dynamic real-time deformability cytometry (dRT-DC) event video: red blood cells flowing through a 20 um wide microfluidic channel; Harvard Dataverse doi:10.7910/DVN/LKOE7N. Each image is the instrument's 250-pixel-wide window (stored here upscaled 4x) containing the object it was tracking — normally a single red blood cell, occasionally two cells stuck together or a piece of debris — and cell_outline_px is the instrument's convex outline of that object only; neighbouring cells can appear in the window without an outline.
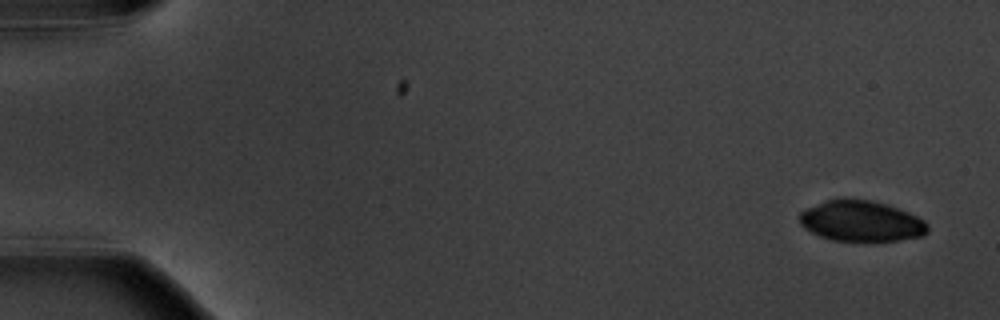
{"species": "common noctule bat (a hibernating species)", "species_latin": "Nyctalus noctula", "temperature_condition": "warm", "stored_images_in_passage": 6, "camera_frame_rate_fps": 3000, "um_per_image_px": 0.085, "animal": {"sex": "male", "body_mass_g": 20.1, "forearm_length_mm": 53.5}, "frame": {"image": 1, "passage_image": 1, "time_ms": 0.0, "image_size_px": [1000, 320], "cell_outline_px": [[928, 232], [924, 236], [896, 240], [832, 240], [820, 236], [804, 228], [800, 224], [800, 212], [804, 208], [824, 200], [844, 196], [872, 200], [888, 204], [908, 212], [924, 220], [928, 224]], "centroid_in_image_um": [73.18, 18.74], "position_along_channel_um": 11.8, "area_um2": 30.87}}